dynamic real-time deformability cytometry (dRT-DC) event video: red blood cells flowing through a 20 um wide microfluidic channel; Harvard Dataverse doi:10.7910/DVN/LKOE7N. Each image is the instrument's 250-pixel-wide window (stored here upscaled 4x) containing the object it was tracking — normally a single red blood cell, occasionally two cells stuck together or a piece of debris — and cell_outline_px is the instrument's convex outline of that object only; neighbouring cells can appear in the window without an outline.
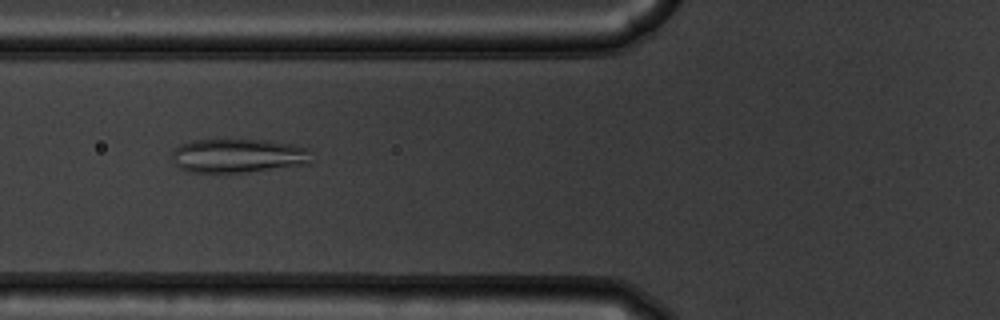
{"species": "common noctule bat (a hibernating species)", "species_latin": "Nyctalus noctula", "temperature_condition": "warm", "stored_images_in_passage": 44, "camera_frame_rate_fps": 3000, "um_per_image_px": 0.085, "animal": {"sex": "male", "body_mass_g": 19.5, "forearm_length_mm": 54.6}, "frame": {"image": 1, "passage_image": 11, "time_ms": 3.333, "image_size_px": [1000, 320], "cell_outline_px": [[308, 164], [248, 172], [184, 172], [172, 160], [172, 152], [180, 144], [192, 140], [264, 140], [292, 144], [308, 148]], "centroid_in_image_um": [20.18, 13.24], "position_along_channel_um": 105.6, "area_um2": 27.46}}
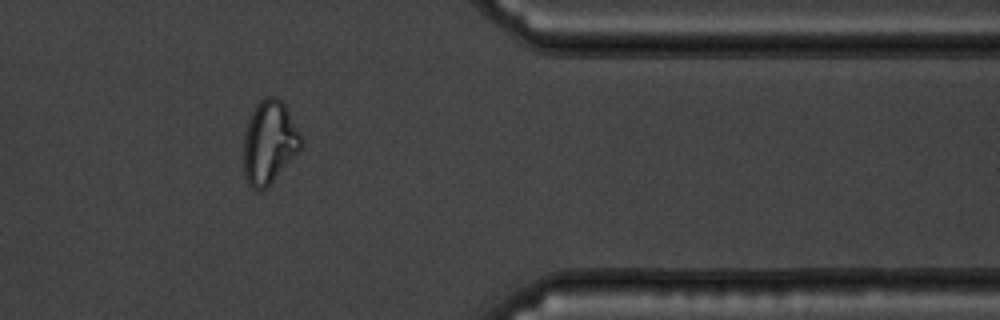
{"frame": {"image": 2, "passage_image": 35, "time_ms": 11.333, "image_size_px": [1000, 320], "cell_outline_px": [[304, 144], [268, 188], [256, 192], [248, 184], [244, 172], [244, 136], [252, 112], [256, 104], [264, 96], [276, 96], [284, 104], [300, 132], [304, 140]], "centroid_in_image_um": [22.9, 12.12], "position_along_channel_um": 388.5, "area_um2": 27.92}}
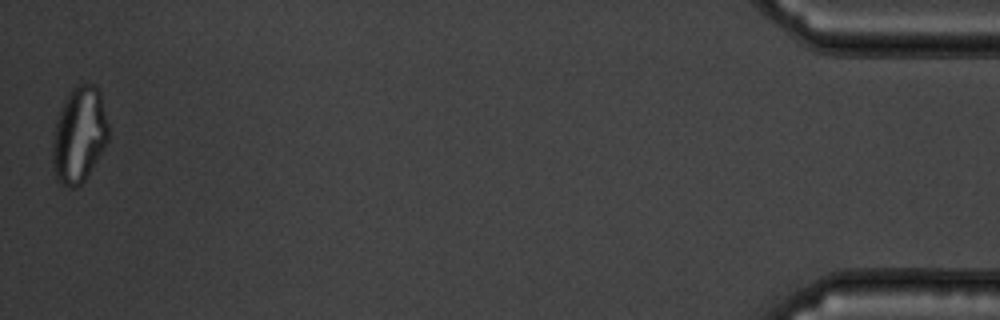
{"frame": {"image": 3, "passage_image": 44, "time_ms": 14.333, "image_size_px": [1000, 320], "cell_outline_px": [[108, 140], [104, 148], [84, 180], [76, 188], [68, 188], [60, 184], [56, 180], [52, 164], [52, 140], [56, 120], [68, 92], [76, 84], [96, 84], [100, 88], [108, 124]], "centroid_in_image_um": [6.72, 11.45], "position_along_channel_um": 428.5, "area_um2": 31.56}, "authors_computed_cell_mechanics": {"area_um2": 28.0619, "velocity_mm_per_s": 3.7375, "shape_relaxation_time_tau1_ms": null, "shape_relaxation_time_tau2_ms": 0.9231, "deformation_change_tau1": null, "deformation_change_tau2": 0.0857}}